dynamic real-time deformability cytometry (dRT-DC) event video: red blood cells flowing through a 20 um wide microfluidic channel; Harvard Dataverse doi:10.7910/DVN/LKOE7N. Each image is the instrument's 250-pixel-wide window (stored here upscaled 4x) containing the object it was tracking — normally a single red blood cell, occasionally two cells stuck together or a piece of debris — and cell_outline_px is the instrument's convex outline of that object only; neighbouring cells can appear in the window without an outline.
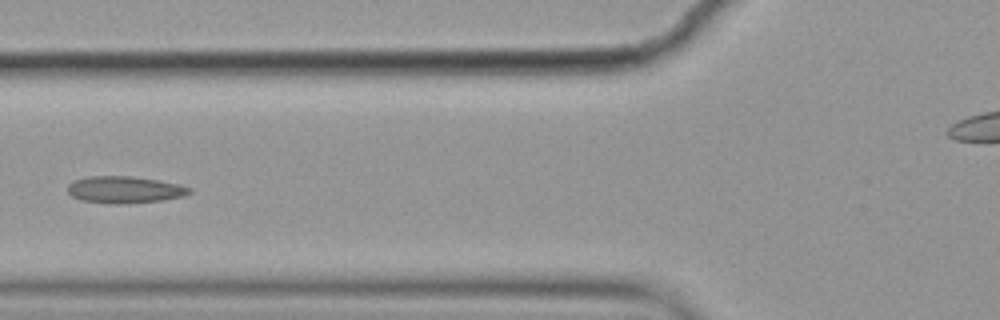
{"species": "common noctule bat (a hibernating species)", "species_latin": "Nyctalus noctula", "temperature_condition": "cold", "stored_images_in_passage": 8, "camera_frame_rate_fps": 3000, "um_per_image_px": 0.085, "animal": {"sex": "female", "body_mass_g": 19.9}, "frame": {"image": 1, "passage_image": 5, "time_ms": 1.333, "image_size_px": [1000, 320], "cell_outline_px": [[192, 192], [184, 196], [164, 200], [124, 204], [112, 204], [80, 200], [72, 196], [68, 192], [68, 184], [76, 180], [88, 176], [132, 176], [160, 180], [180, 184], [192, 188]], "centroid_in_image_um": [10.64, 16.12], "position_along_channel_um": 115.2, "area_um2": 19.31}}
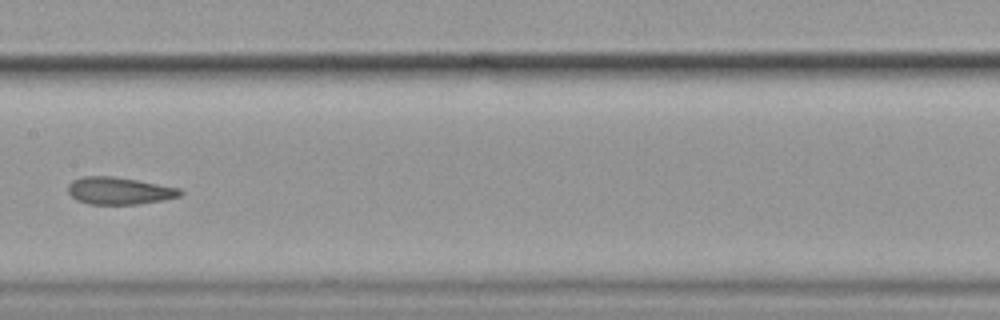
{"frame": {"image": 2, "passage_image": 7, "time_ms": 2.0, "image_size_px": [1000, 320], "cell_outline_px": [[184, 192], [180, 196], [164, 200], [136, 204], [88, 204], [76, 200], [68, 192], [68, 184], [72, 180], [84, 176], [112, 176], [136, 180], [180, 188]], "centroid_in_image_um": [10.12, 16.22], "position_along_channel_um": 197.3, "area_um2": 17.8}}
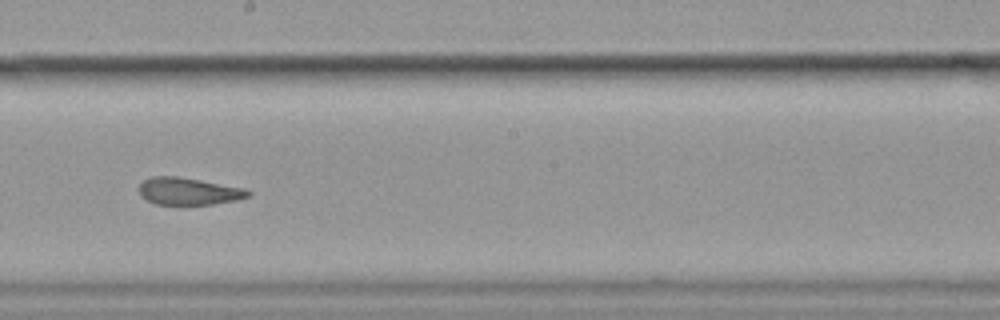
{"frame": {"image": 3, "passage_image": 8, "time_ms": 2.333, "image_size_px": [1000, 320], "cell_outline_px": [[252, 192], [248, 196], [236, 200], [212, 204], [156, 204], [140, 196], [140, 184], [144, 180], [152, 176], [176, 176], [200, 180], [244, 188]], "centroid_in_image_um": [16.02, 16.25], "position_along_channel_um": 232.2, "area_um2": 17.05}}